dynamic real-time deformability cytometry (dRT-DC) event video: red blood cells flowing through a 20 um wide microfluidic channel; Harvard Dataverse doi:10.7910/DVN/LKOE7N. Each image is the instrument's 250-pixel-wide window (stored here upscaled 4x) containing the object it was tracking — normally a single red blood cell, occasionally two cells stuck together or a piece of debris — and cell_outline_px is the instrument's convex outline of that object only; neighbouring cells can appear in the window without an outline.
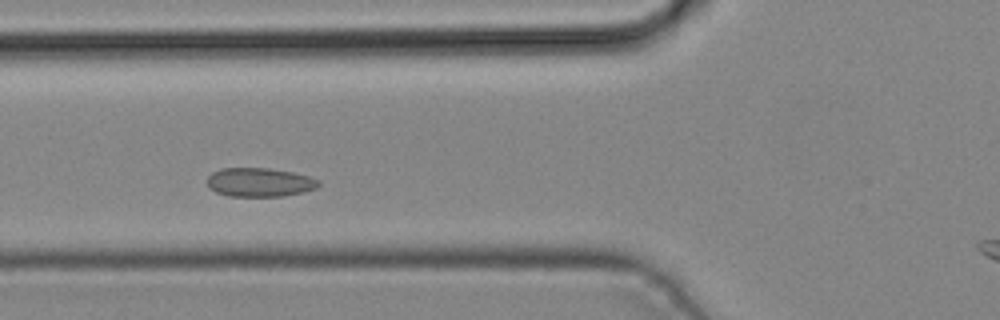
{"species": "common noctule bat (a hibernating species)", "species_latin": "Nyctalus noctula", "temperature_condition": "cold", "stored_images_in_passage": 2, "camera_frame_rate_fps": 3000, "um_per_image_px": 0.085, "animal": {"sex": "male", "body_mass_g": 19.2, "forearm_length_mm": 51.8}, "frame": {"image": 1, "passage_image": 2, "time_ms": 0.333, "image_size_px": [1000, 320], "cell_outline_px": [[320, 184], [316, 188], [304, 192], [284, 196], [228, 196], [216, 192], [208, 188], [208, 176], [212, 172], [220, 168], [268, 168], [292, 172], [308, 176], [320, 180]], "centroid_in_image_um": [22.06, 15.49], "position_along_channel_um": 103.7, "area_um2": 18.84}}